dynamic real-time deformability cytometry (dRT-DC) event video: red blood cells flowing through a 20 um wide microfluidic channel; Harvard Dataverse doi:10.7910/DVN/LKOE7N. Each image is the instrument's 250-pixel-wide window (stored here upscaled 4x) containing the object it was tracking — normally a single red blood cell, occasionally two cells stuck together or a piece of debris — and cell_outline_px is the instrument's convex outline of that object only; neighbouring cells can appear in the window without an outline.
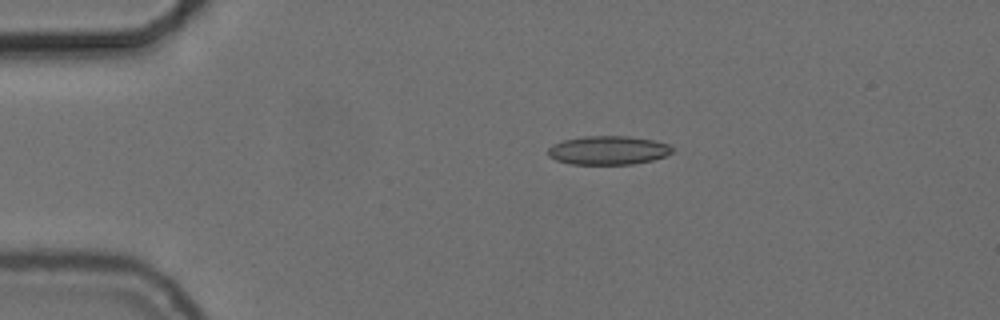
{"species": "common noctule bat (a hibernating species)", "species_latin": "Nyctalus noctula", "temperature_condition": "cold", "stored_images_in_passage": 45, "camera_frame_rate_fps": 3000, "um_per_image_px": 0.085, "animal": {"sex": "female", "body_mass_g": 24.6, "forearm_length_mm": 56.2}, "frame": {"image": 1, "passage_image": 1, "time_ms": 0.0, "image_size_px": [1000, 320], "cell_outline_px": [[672, 152], [664, 156], [652, 160], [632, 164], [568, 164], [556, 160], [548, 156], [548, 148], [552, 144], [564, 140], [584, 136], [628, 136], [652, 140], [668, 144], [672, 148]], "centroid_in_image_um": [51.65, 12.77], "position_along_channel_um": 33.3, "area_um2": 20.75}}
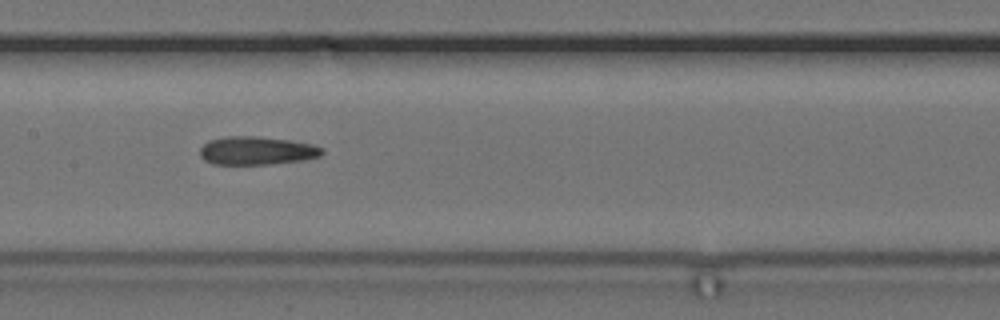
{"frame": {"image": 2, "passage_image": 17, "time_ms": 5.333, "image_size_px": [1000, 320], "cell_outline_px": [[324, 152], [320, 156], [300, 160], [272, 164], [212, 164], [204, 160], [200, 156], [200, 148], [208, 140], [228, 136], [256, 136], [288, 140], [312, 144], [324, 148]], "centroid_in_image_um": [21.8, 12.8], "position_along_channel_um": 185.6, "area_um2": 20.11}}
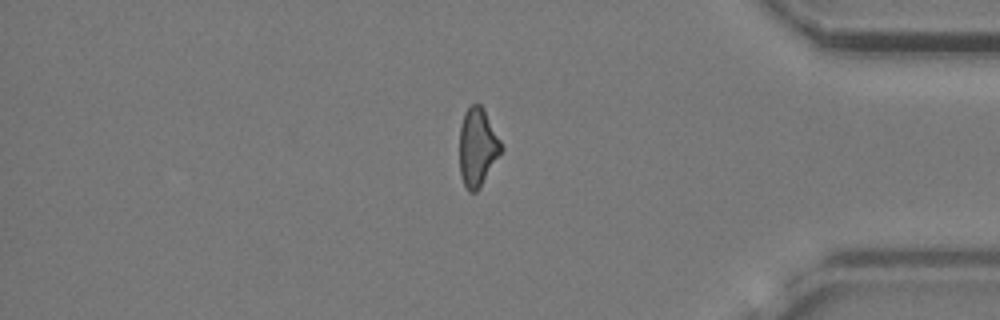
{"frame": {"image": 3, "passage_image": 36, "time_ms": 11.667, "image_size_px": [1000, 320], "cell_outline_px": [[504, 148], [476, 192], [468, 192], [460, 176], [460, 128], [464, 112], [476, 100], [484, 108]], "centroid_in_image_um": [40.58, 12.47], "position_along_channel_um": 394.6, "area_um2": 18.96}, "authors_computed_cell_mechanics": {"area_um2": 19.941, "velocity_mm_per_s": 3.7387, "shape_relaxation_time_tau1_ms": null, "shape_relaxation_time_tau2_ms": 2.6478, "deformation_change_tau1": null, "deformation_change_tau2": 0.1219}}